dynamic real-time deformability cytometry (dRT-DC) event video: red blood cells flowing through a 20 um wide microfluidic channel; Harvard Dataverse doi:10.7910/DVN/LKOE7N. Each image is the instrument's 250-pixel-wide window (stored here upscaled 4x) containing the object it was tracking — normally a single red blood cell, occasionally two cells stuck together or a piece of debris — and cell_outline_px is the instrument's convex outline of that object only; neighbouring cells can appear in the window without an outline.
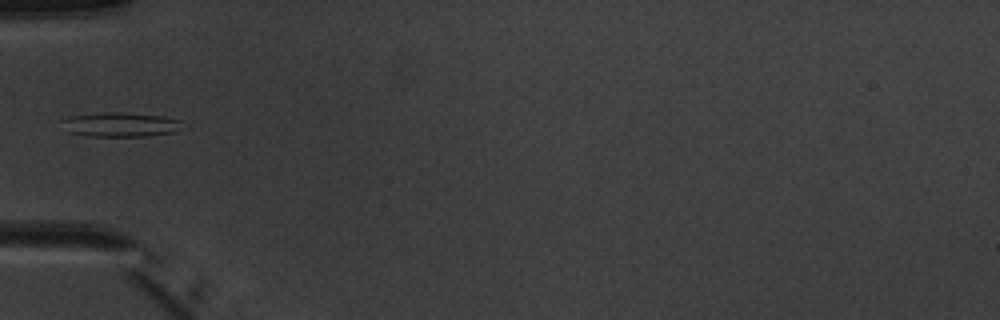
{"species": "common noctule bat (a hibernating species)", "species_latin": "Nyctalus noctula", "temperature_condition": "warm", "stored_images_in_passage": 5, "camera_frame_rate_fps": 3000, "um_per_image_px": 0.085, "animal": {"sex": "male", "body_mass_g": 20.1, "forearm_length_mm": 53.5}, "frame": {"image": 1, "passage_image": 5, "time_ms": 5.667, "image_size_px": [1000, 320], "cell_outline_px": [[180, 120], [176, 132], [148, 136], [88, 136], [68, 132], [60, 120], [68, 116], [108, 112], [120, 112], [160, 116]], "centroid_in_image_um": [10.16, 10.59], "position_along_channel_um": 74.8, "area_um2": 16.88}}